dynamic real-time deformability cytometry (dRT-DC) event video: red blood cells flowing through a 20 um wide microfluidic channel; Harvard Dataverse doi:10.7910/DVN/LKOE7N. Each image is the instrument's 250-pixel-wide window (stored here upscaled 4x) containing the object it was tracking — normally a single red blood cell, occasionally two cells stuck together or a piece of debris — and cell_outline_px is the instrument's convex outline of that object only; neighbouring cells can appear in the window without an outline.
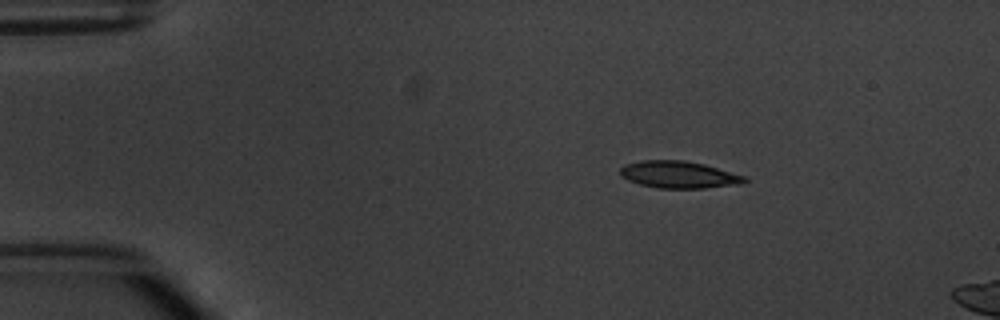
{"species": "common noctule bat (a hibernating species)", "species_latin": "Nyctalus noctula", "temperature_condition": "warm", "stored_images_in_passage": 5, "camera_frame_rate_fps": 3000, "um_per_image_px": 0.085, "animal": {"sex": "male", "body_mass_g": 20.1, "forearm_length_mm": 53.5}, "frame": {"image": 1, "passage_image": 3, "time_ms": 2.667, "image_size_px": [1000, 320], "cell_outline_px": [[748, 180], [744, 184], [704, 188], [656, 188], [640, 184], [628, 180], [620, 176], [620, 168], [624, 164], [640, 160], [684, 160], [704, 164], [744, 176]], "centroid_in_image_um": [57.68, 14.84], "position_along_channel_um": 27.3, "area_um2": 19.71}}